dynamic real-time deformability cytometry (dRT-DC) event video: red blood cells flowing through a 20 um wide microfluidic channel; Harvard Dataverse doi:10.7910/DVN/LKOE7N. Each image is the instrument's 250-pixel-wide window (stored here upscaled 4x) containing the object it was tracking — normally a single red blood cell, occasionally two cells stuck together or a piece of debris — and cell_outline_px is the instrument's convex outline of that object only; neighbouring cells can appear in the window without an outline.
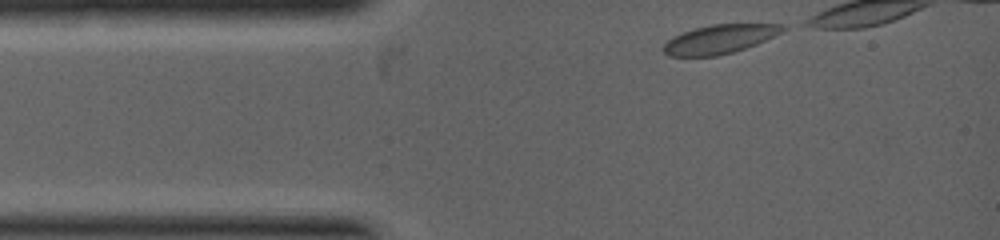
{"species": "common noctule bat (a hibernating species)", "species_latin": "Nyctalus noctula", "temperature_condition": "warm", "stored_images_in_passage": 14, "camera_frame_rate_fps": 5000, "um_per_image_px": 0.085, "animal": {"sex": "female", "body_mass_g": 19.0, "forearm_length_mm": 53.3}, "frame": {"image": 1, "passage_image": 1, "time_ms": 0.0, "image_size_px": [1000, 240], "cell_outline_px": [[788, 28], [756, 44], [732, 52], [716, 56], [668, 56], [660, 48], [672, 36], [696, 28], [712, 24], [784, 24]], "centroid_in_image_um": [61.12, 3.33], "position_along_channel_um": 23.9, "area_um2": 19.88}}
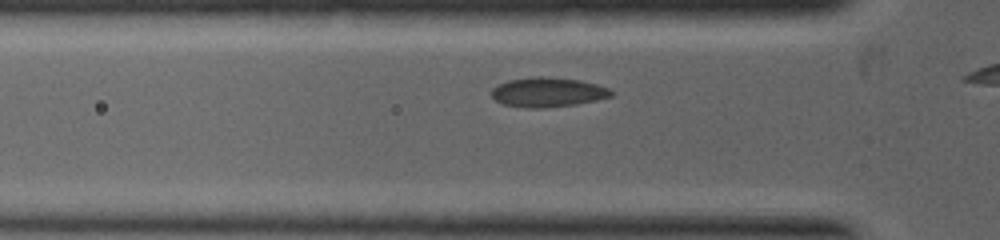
{"frame": {"image": 2, "passage_image": 10, "time_ms": 1.2, "image_size_px": [1000, 240], "cell_outline_px": [[616, 92], [612, 96], [596, 100], [576, 104], [544, 108], [524, 108], [504, 104], [496, 100], [488, 92], [492, 88], [508, 80], [532, 76], [548, 76], [580, 80], [596, 84], [608, 88]], "centroid_in_image_um": [46.56, 7.83], "position_along_channel_um": 79.2, "area_um2": 20.87}}